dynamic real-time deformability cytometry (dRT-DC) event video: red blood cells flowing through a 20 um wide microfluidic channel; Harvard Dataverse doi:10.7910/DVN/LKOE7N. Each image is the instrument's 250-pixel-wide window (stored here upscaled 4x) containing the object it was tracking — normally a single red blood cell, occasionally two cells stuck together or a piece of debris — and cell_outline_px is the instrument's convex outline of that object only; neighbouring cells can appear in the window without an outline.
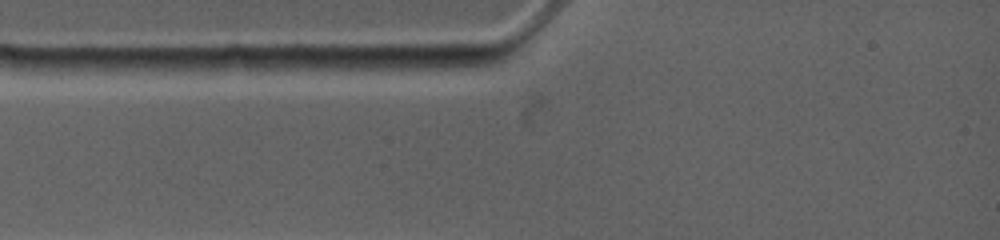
{"species": "common noctule bat (a hibernating species)", "species_latin": "Nyctalus noctula", "temperature_condition": "warm", "stored_images_in_passage": 2, "camera_frame_rate_fps": 4500, "um_per_image_px": 0.085, "animal": {"sex": "female", "body_mass_g": 19.0, "forearm_length_mm": 53.3}, "frame": {"image": 1, "passage_image": 1, "time_ms": 0.0, "image_size_px": [1000, 240], "cell_outline_px": [[488, 64], [460, 72], [344, 68], [344, 64], [352, 56], [480, 56], [488, 60]], "centroid_in_image_um": [35.44, 5.36], "position_along_channel_um": 49.6, "area_um2": 13.81}}